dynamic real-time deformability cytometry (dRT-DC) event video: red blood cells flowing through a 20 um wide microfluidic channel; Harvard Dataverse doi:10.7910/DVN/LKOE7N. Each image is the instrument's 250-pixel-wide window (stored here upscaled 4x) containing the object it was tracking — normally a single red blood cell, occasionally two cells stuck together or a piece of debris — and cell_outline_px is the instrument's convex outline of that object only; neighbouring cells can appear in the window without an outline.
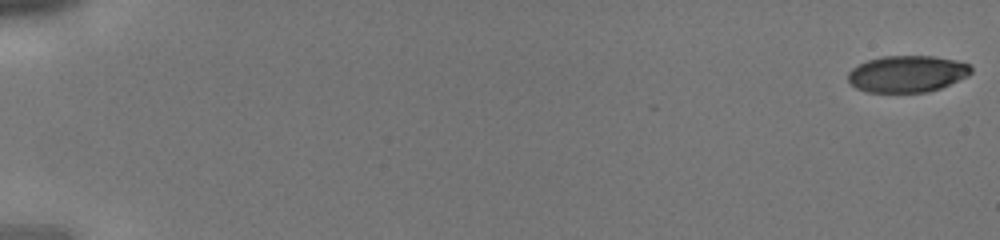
{"species": "human", "species_latin": "Homo sapiens", "temperature_condition": "cold", "stored_images_in_passage": 43, "camera_frame_rate_fps": 3000, "um_per_image_px": 0.085, "donor": {"sex": "male"}, "frame": {"image": 1, "passage_image": 1, "time_ms": 0.0, "image_size_px": [1000, 240], "cell_outline_px": [[972, 72], [968, 76], [940, 88], [928, 92], [868, 92], [856, 88], [848, 80], [848, 72], [852, 68], [868, 60], [884, 56], [932, 56], [956, 60], [968, 64], [972, 68]], "centroid_in_image_um": [77.12, 6.28], "position_along_channel_um": 7.9, "area_um2": 26.18}}
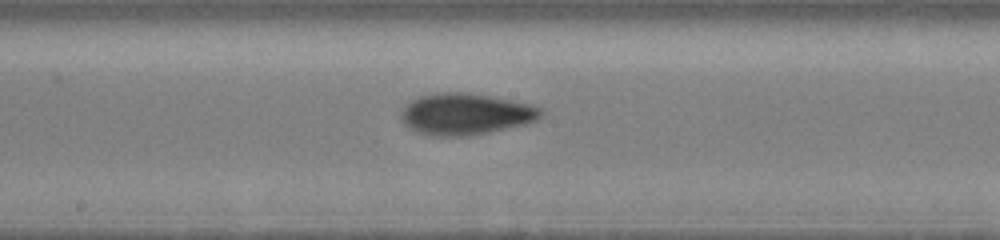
{"frame": {"image": 2, "passage_image": 25, "time_ms": 8.0, "image_size_px": [1000, 240], "cell_outline_px": [[544, 112], [536, 120], [524, 124], [488, 132], [468, 136], [436, 136], [416, 132], [408, 128], [404, 124], [400, 116], [404, 108], [412, 100], [420, 96], [436, 92], [468, 92], [528, 104], [544, 108]], "centroid_in_image_um": [39.55, 9.69], "position_along_channel_um": 208.6, "area_um2": 33.58}}
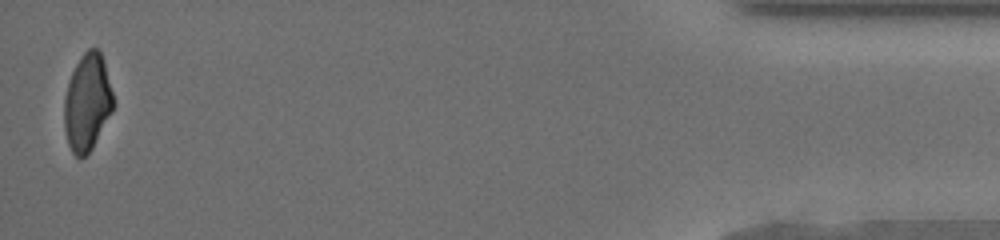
{"frame": {"image": 3, "passage_image": 43, "time_ms": 14.0, "image_size_px": [1000, 240], "cell_outline_px": [[116, 104], [112, 112], [92, 148], [84, 156], [76, 156], [72, 152], [68, 144], [64, 128], [64, 96], [72, 72], [80, 56], [88, 48], [96, 48], [100, 52], [104, 60]], "centroid_in_image_um": [7.43, 8.68], "position_along_channel_um": 427.8, "area_um2": 27.86}}